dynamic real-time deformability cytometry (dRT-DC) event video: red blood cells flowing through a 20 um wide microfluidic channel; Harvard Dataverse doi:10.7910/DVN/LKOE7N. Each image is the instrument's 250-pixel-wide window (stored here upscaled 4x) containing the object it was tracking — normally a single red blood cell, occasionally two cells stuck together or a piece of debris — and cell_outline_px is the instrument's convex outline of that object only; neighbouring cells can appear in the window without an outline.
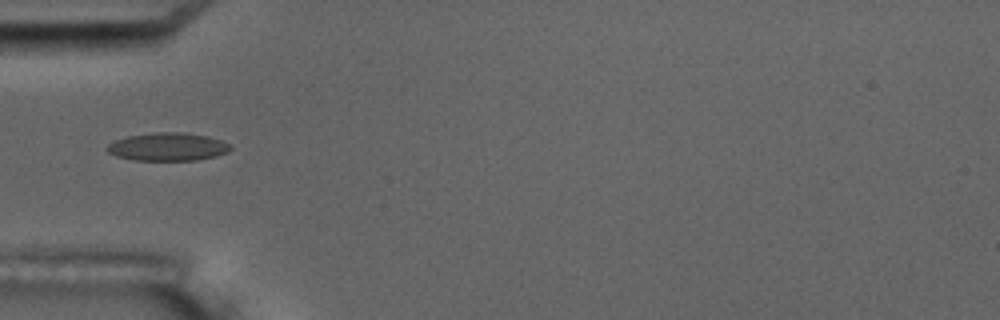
{"species": "common noctule bat (a hibernating species)", "species_latin": "Nyctalus noctula", "temperature_condition": "room temperature", "stored_images_in_passage": 2, "camera_frame_rate_fps": 3000, "um_per_image_px": 0.085, "animal": {"sex": "male", "body_mass_g": 17.5, "forearm_length_mm": 52.3}, "frame": {"image": 1, "passage_image": 1, "time_ms": 0.0, "image_size_px": [1000, 320], "cell_outline_px": [[232, 148], [228, 152], [216, 156], [196, 160], [136, 160], [116, 156], [108, 152], [104, 148], [108, 144], [116, 140], [128, 136], [156, 132], [184, 132], [208, 136], [232, 144]], "centroid_in_image_um": [14.28, 12.47], "position_along_channel_um": 70.7, "area_um2": 20.23}}